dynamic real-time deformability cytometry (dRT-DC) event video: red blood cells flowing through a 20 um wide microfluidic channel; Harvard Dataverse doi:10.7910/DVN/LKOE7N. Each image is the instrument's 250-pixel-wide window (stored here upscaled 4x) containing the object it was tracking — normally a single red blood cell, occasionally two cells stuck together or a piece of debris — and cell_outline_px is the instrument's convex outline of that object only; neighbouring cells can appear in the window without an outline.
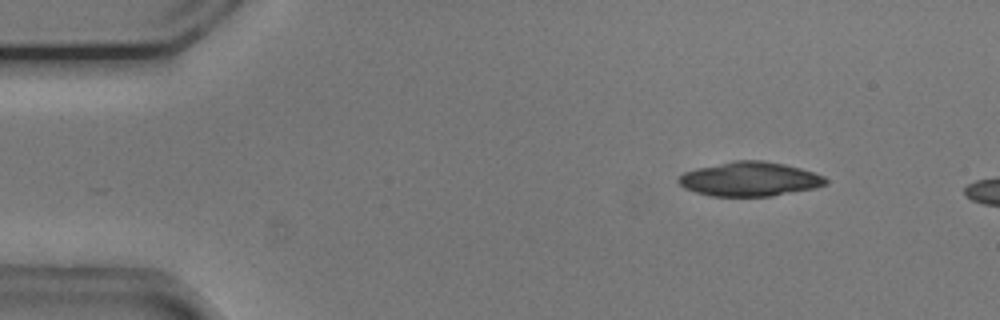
{"species": "common noctule bat (a hibernating species)", "species_latin": "Nyctalus noctula", "temperature_condition": "cold", "stored_images_in_passage": 5, "camera_frame_rate_fps": 3000, "um_per_image_px": 0.085, "animal": {"sex": "male", "body_mass_g": 20.5, "forearm_length_mm": 52.5}, "frame": {"image": 1, "passage_image": 1, "time_ms": 0.0, "image_size_px": [1000, 320], "cell_outline_px": [[828, 184], [816, 188], [772, 196], [712, 196], [696, 192], [684, 188], [676, 180], [684, 172], [696, 168], [732, 160], [764, 160], [784, 164], [800, 168], [824, 176], [828, 180]], "centroid_in_image_um": [63.74, 15.22], "position_along_channel_um": 21.3, "area_um2": 29.54}}